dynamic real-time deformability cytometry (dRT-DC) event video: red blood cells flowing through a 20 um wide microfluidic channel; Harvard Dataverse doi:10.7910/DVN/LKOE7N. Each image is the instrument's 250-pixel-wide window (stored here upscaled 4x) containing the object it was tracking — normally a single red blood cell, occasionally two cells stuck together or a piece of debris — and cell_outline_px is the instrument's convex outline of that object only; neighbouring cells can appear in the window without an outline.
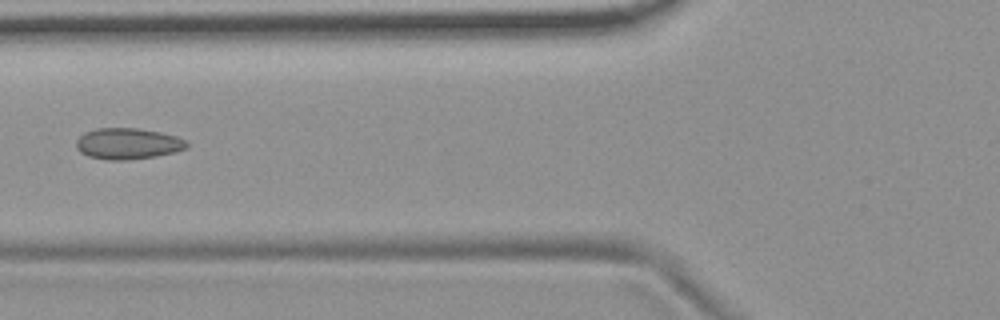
{"species": "common noctule bat (a hibernating species)", "species_latin": "Nyctalus noctula", "temperature_condition": "room temperature", "stored_images_in_passage": 9, "camera_frame_rate_fps": 3000, "um_per_image_px": 0.085, "animal": {"sex": "female", "body_mass_g": 19.9}, "frame": {"image": 1, "passage_image": 6, "time_ms": 6.0, "image_size_px": [1000, 320], "cell_outline_px": [[188, 148], [176, 152], [156, 156], [128, 160], [104, 160], [88, 156], [80, 152], [76, 148], [76, 140], [84, 132], [96, 128], [136, 128], [160, 132], [176, 136], [188, 140]], "centroid_in_image_um": [10.87, 12.21], "position_along_channel_um": 114.9, "area_um2": 20.35}}
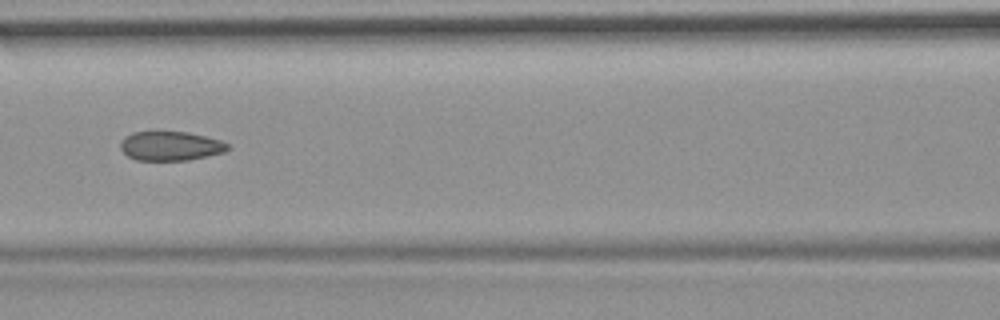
{"frame": {"image": 2, "passage_image": 7, "time_ms": 7.0, "image_size_px": [1000, 320], "cell_outline_px": [[228, 148], [224, 152], [208, 156], [188, 160], [136, 160], [128, 156], [120, 148], [120, 140], [124, 136], [132, 132], [188, 132], [220, 140], [228, 144]], "centroid_in_image_um": [14.46, 12.41], "position_along_channel_um": 152.1, "area_um2": 18.21}}